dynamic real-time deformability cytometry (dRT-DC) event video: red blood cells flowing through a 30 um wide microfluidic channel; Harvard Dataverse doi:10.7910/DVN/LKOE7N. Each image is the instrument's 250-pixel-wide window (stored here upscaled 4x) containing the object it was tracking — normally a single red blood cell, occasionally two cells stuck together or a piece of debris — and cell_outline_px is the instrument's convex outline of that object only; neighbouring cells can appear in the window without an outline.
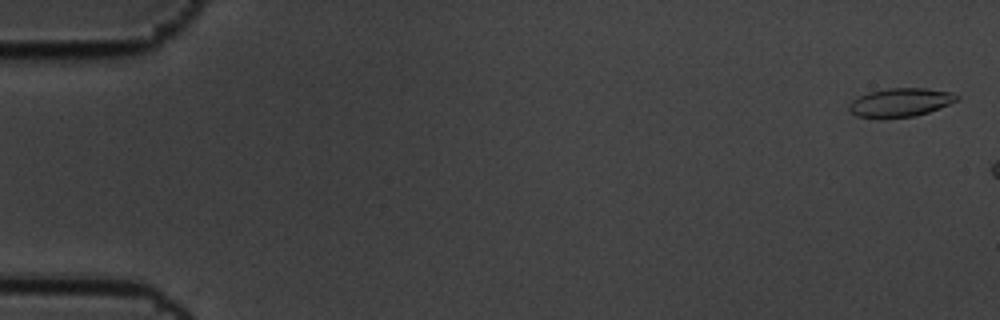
{"species": "common noctule bat (a hibernating species)", "species_latin": "Nyctalus noctula", "temperature_condition": "cold", "stored_images_in_passage": 4, "segment_of_instrument_passage": [2, 2], "camera_frame_rate_fps": 3000, "um_per_image_px": 0.085, "animal": {"sex": "male", "body_mass_g": 19.5, "forearm_length_mm": 54.6}, "frame": {"image": 1, "passage_image": 4, "time_ms": 1.0, "image_size_px": [1000, 320], "cell_outline_px": [[960, 100], [940, 108], [916, 116], [880, 120], [856, 116], [848, 112], [848, 104], [852, 100], [868, 92], [888, 88], [928, 88], [952, 92], [960, 96]], "centroid_in_image_um": [76.51, 8.73], "position_along_channel_um": 8.5, "area_um2": 18.67}}